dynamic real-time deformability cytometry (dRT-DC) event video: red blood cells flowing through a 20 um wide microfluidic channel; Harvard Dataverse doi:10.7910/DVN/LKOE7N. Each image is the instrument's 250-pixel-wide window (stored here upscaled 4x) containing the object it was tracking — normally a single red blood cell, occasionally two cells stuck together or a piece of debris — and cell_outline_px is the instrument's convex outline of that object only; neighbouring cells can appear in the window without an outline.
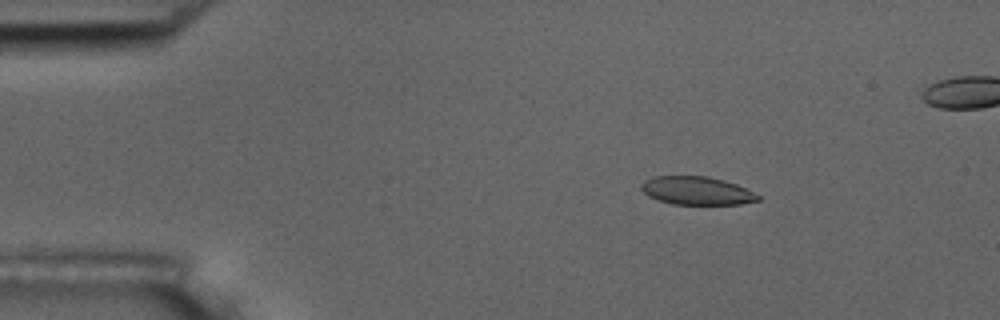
{"species": "common noctule bat (a hibernating species)", "species_latin": "Nyctalus noctula", "temperature_condition": "room temperature", "stored_images_in_passage": 50, "camera_frame_rate_fps": 3000, "um_per_image_px": 0.085, "animal": {"sex": "male", "body_mass_g": 17.5, "forearm_length_mm": 52.3}, "frame": {"image": 1, "passage_image": 6, "time_ms": 1.667, "image_size_px": [1000, 320], "cell_outline_px": [[760, 200], [740, 204], [672, 204], [648, 196], [640, 188], [640, 184], [644, 180], [652, 176], [708, 176], [724, 180], [736, 184], [760, 196]], "centroid_in_image_um": [59.19, 16.2], "position_along_channel_um": 25.8, "area_um2": 19.13}}
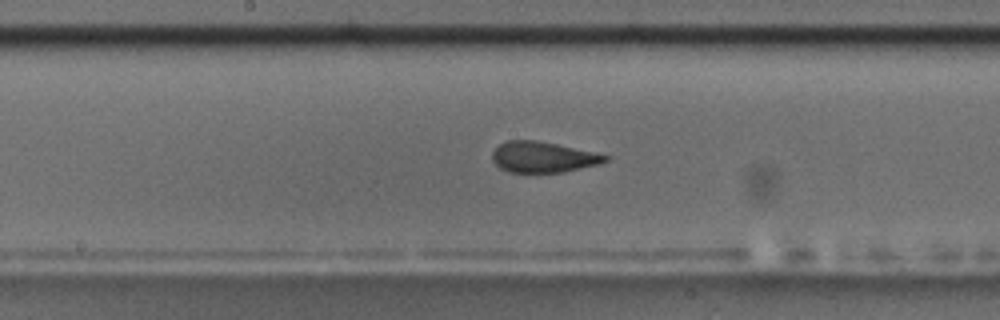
{"frame": {"image": 2, "passage_image": 26, "time_ms": 8.333, "image_size_px": [1000, 320], "cell_outline_px": [[608, 160], [600, 164], [564, 172], [508, 172], [500, 168], [492, 160], [492, 152], [500, 144], [508, 140], [536, 140], [556, 144], [592, 152], [608, 156]], "centroid_in_image_um": [46.13, 13.36], "position_along_channel_um": 202.1, "area_um2": 20.06}}
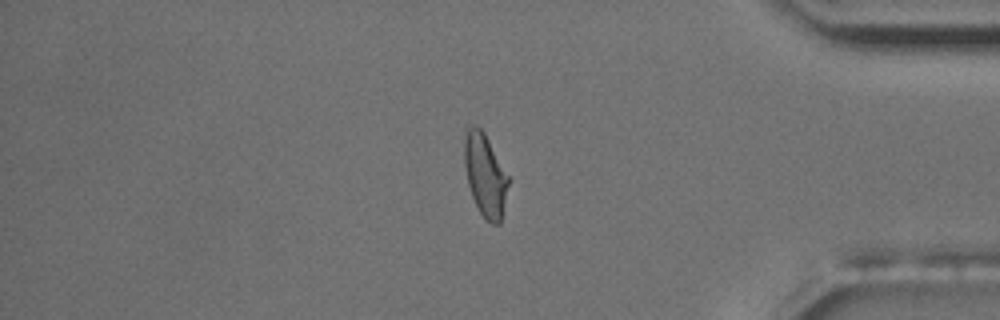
{"frame": {"image": 3, "passage_image": 44, "time_ms": 14.333, "image_size_px": [1000, 320], "cell_outline_px": [[508, 184], [500, 224], [492, 224], [480, 212], [472, 196], [468, 184], [464, 164], [464, 124], [468, 124], [480, 128], [484, 132], [508, 176]], "centroid_in_image_um": [41.19, 14.81], "position_along_channel_um": 394.0, "area_um2": 20.98}, "authors_computed_cell_mechanics": {"area_um2": 20.6635, "velocity_mm_per_s": 3.641, "shape_relaxation_time_tau1_ms": 4.857, "shape_relaxation_time_tau2_ms": null, "deformation_change_tau1": 0.1403, "deformation_change_tau2": null}}